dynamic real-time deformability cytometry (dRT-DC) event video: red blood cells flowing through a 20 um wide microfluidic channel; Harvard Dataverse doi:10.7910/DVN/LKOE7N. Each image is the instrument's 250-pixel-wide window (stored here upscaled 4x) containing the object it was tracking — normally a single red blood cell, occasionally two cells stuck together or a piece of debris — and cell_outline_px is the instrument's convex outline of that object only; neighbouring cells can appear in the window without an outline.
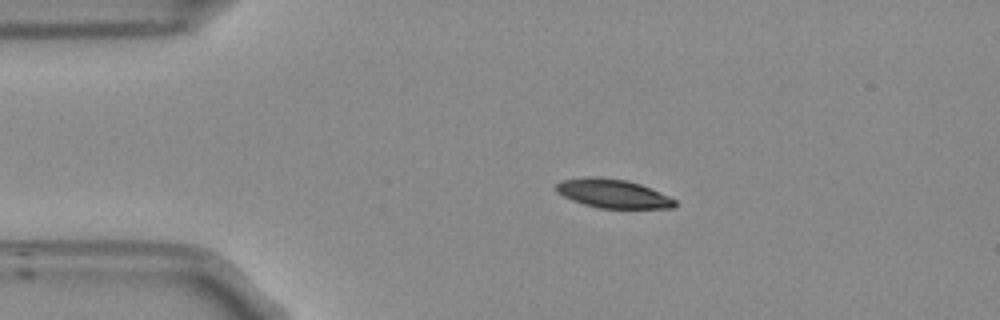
{"species": "Egyptian fruit bat (a non-hibernating species)", "species_latin": "Rousettus aegyptiacus", "temperature_condition": "room temperature", "stored_images_in_passage": 44, "camera_frame_rate_fps": 3000, "um_per_image_px": 0.085, "frame": {"image": 1, "passage_image": 1, "time_ms": 0.0, "image_size_px": [1000, 320], "cell_outline_px": [[676, 204], [672, 208], [600, 208], [584, 204], [572, 200], [556, 192], [556, 184], [560, 180], [588, 176], [596, 176], [628, 180], [640, 184], [668, 196], [676, 200]], "centroid_in_image_um": [52.06, 16.44], "position_along_channel_um": 32.9, "area_um2": 19.88}}
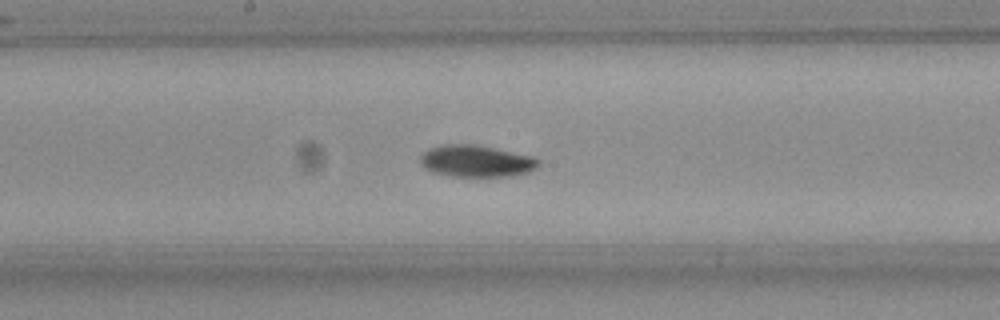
{"frame": {"image": 2, "passage_image": 18, "time_ms": 5.667, "image_size_px": [1000, 320], "cell_outline_px": [[540, 164], [536, 168], [528, 172], [512, 176], [452, 176], [432, 172], [424, 168], [420, 164], [420, 156], [428, 148], [444, 144], [476, 144], [532, 156], [540, 160]], "centroid_in_image_um": [40.46, 13.69], "position_along_channel_um": 207.7, "area_um2": 22.02}}
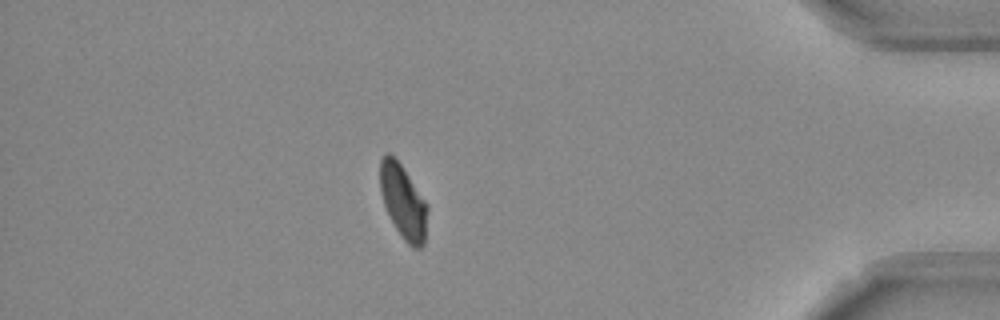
{"frame": {"image": 3, "passage_image": 37, "time_ms": 12.0, "image_size_px": [1000, 320], "cell_outline_px": [[428, 212], [424, 244], [420, 248], [412, 248], [400, 236], [384, 204], [380, 192], [380, 160], [384, 152], [388, 152], [400, 164], [428, 204]], "centroid_in_image_um": [34.28, 17.16], "position_along_channel_um": 400.9, "area_um2": 20.35}, "authors_computed_cell_mechanics": {"area_um2": 21.3282, "velocity_mm_per_s": 3.7598, "shape_relaxation_time_tau1_ms": 3.5212, "shape_relaxation_time_tau2_ms": null, "deformation_change_tau1": 0.1203, "deformation_change_tau2": null}}